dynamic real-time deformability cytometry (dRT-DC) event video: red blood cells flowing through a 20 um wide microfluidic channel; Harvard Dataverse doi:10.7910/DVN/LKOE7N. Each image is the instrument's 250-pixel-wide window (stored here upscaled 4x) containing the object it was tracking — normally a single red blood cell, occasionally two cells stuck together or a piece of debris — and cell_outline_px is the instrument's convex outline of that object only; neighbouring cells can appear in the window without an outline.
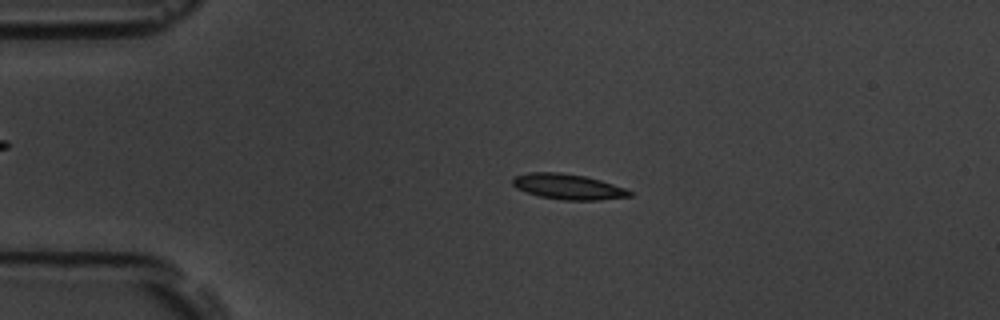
{"species": "common noctule bat (a hibernating species)", "species_latin": "Nyctalus noctula", "temperature_condition": "room temperature", "stored_images_in_passage": 56, "camera_frame_rate_fps": 3000, "um_per_image_px": 0.085, "animal": {"sex": "male", "body_mass_g": 19.5, "forearm_length_mm": 54.6}, "frame": {"image": 1, "passage_image": 12, "time_ms": 3.667, "image_size_px": [1000, 320], "cell_outline_px": [[632, 196], [600, 200], [564, 200], [540, 196], [516, 188], [512, 184], [512, 176], [528, 172], [560, 172], [584, 176], [600, 180], [624, 188], [632, 192]], "centroid_in_image_um": [48.25, 15.86], "position_along_channel_um": 36.7, "area_um2": 17.28}}
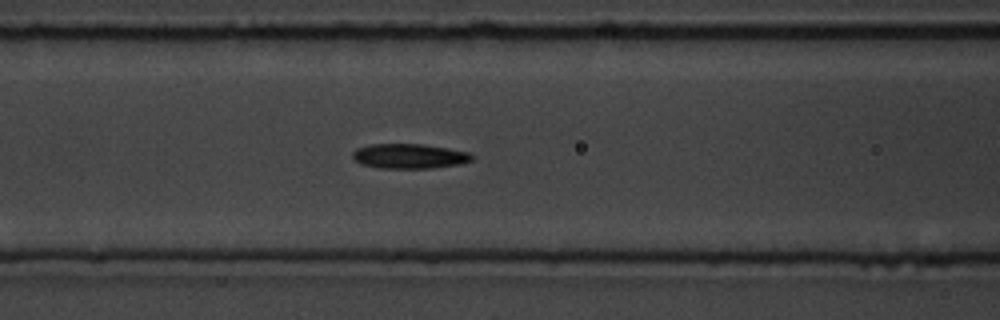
{"frame": {"image": 2, "passage_image": 23, "time_ms": 7.333, "image_size_px": [1000, 320], "cell_outline_px": [[476, 156], [472, 160], [460, 164], [432, 168], [380, 168], [360, 164], [352, 156], [352, 152], [356, 148], [368, 144], [424, 144], [448, 148], [468, 152]], "centroid_in_image_um": [34.8, 13.27], "position_along_channel_um": 131.8, "area_um2": 17.4}}
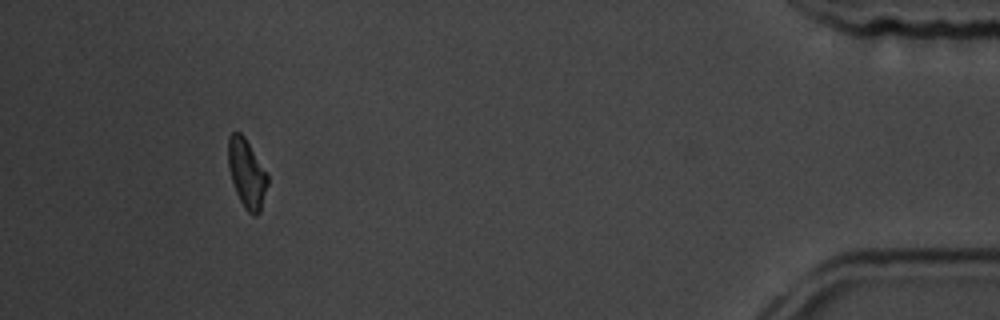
{"frame": {"image": 3, "passage_image": 52, "time_ms": 17.0, "image_size_px": [1000, 320], "cell_outline_px": [[268, 184], [260, 212], [256, 216], [252, 216], [244, 208], [236, 192], [228, 168], [228, 136], [232, 132], [240, 132], [244, 136], [268, 172]], "centroid_in_image_um": [20.99, 14.74], "position_along_channel_um": 414.2, "area_um2": 16.01}, "authors_computed_cell_mechanics": {"area_um2": 16.6464, "velocity_mm_per_s": 3.6035, "shape_relaxation_time_tau1_ms": 5.0259, "shape_relaxation_time_tau2_ms": 5.8357, "deformation_change_tau1": 0.1183, "deformation_change_tau2": 0.124}}